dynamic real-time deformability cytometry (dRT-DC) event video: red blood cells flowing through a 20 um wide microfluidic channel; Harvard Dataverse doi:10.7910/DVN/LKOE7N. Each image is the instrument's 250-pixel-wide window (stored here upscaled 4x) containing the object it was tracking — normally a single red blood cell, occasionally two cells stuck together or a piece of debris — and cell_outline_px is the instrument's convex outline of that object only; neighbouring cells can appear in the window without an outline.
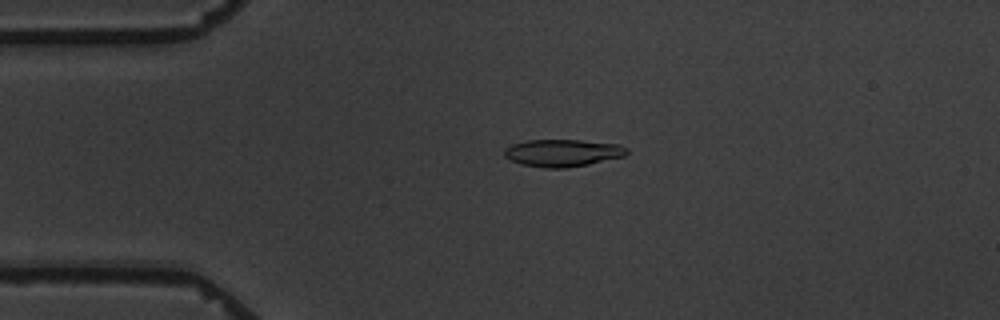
{"species": "common noctule bat (a hibernating species)", "species_latin": "Nyctalus noctula", "temperature_condition": "warm", "stored_images_in_passage": 5, "camera_frame_rate_fps": 3000, "um_per_image_px": 0.085, "animal": {"sex": "male", "body_mass_g": 19.5, "forearm_length_mm": 54.6}, "frame": {"image": 1, "passage_image": 4, "time_ms": 3.667, "image_size_px": [1000, 320], "cell_outline_px": [[628, 152], [624, 156], [588, 164], [568, 168], [544, 168], [520, 164], [504, 156], [504, 148], [512, 144], [528, 140], [580, 140], [620, 144], [628, 148]], "centroid_in_image_um": [47.82, 12.99], "position_along_channel_um": 37.2, "area_um2": 19.54}}